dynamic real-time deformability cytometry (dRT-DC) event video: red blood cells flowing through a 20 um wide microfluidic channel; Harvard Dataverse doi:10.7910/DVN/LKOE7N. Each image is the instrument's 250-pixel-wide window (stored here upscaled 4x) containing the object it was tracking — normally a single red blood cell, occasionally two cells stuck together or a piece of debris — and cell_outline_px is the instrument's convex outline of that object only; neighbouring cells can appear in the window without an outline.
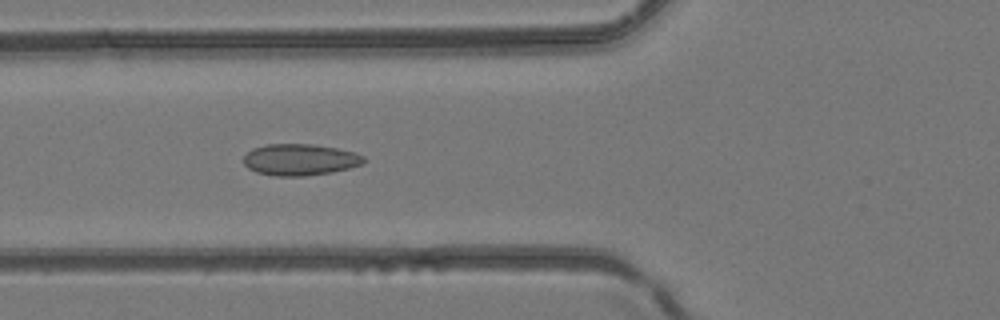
{"species": "common noctule bat (a hibernating species)", "species_latin": "Nyctalus noctula", "temperature_condition": "room temperature", "stored_images_in_passage": 47, "camera_frame_rate_fps": 3000, "um_per_image_px": 0.085, "animal": {"sex": "female", "body_mass_g": 24.6, "forearm_length_mm": 56.2}, "frame": {"image": 1, "passage_image": 18, "time_ms": 5.667, "image_size_px": [1000, 320], "cell_outline_px": [[368, 160], [364, 164], [332, 172], [304, 176], [276, 176], [256, 172], [248, 168], [244, 164], [244, 156], [252, 148], [268, 144], [312, 144], [336, 148], [352, 152], [364, 156]], "centroid_in_image_um": [25.51, 13.57], "position_along_channel_um": 100.3, "area_um2": 22.08}}
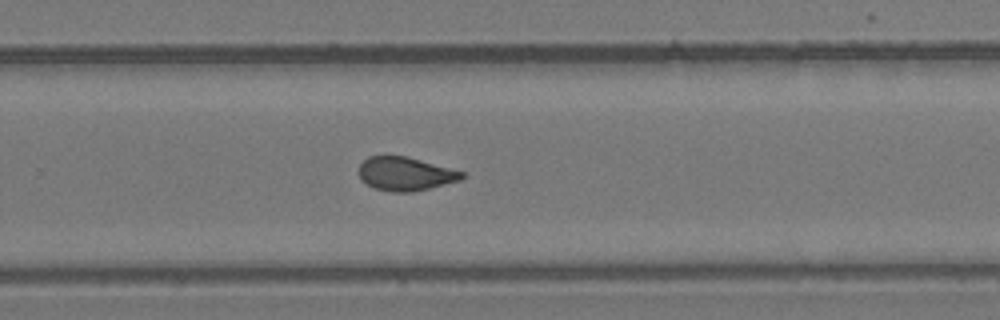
{"frame": {"image": 2, "passage_image": 31, "time_ms": 10.0, "image_size_px": [1000, 320], "cell_outline_px": [[464, 176], [460, 180], [412, 192], [392, 192], [372, 188], [360, 180], [360, 164], [368, 156], [408, 156], [464, 172]], "centroid_in_image_um": [34.42, 14.78], "position_along_channel_um": 295.4, "area_um2": 20.11}}
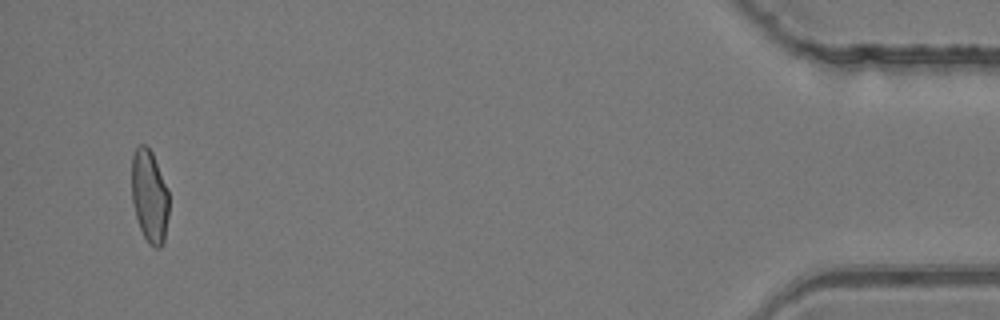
{"frame": {"image": 3, "passage_image": 45, "time_ms": 14.667, "image_size_px": [1000, 320], "cell_outline_px": [[168, 216], [164, 240], [160, 248], [156, 248], [148, 244], [140, 228], [136, 216], [132, 200], [132, 156], [136, 148], [140, 144], [144, 144], [152, 152], [168, 188]], "centroid_in_image_um": [12.71, 16.68], "position_along_channel_um": 422.5, "area_um2": 20.11}}